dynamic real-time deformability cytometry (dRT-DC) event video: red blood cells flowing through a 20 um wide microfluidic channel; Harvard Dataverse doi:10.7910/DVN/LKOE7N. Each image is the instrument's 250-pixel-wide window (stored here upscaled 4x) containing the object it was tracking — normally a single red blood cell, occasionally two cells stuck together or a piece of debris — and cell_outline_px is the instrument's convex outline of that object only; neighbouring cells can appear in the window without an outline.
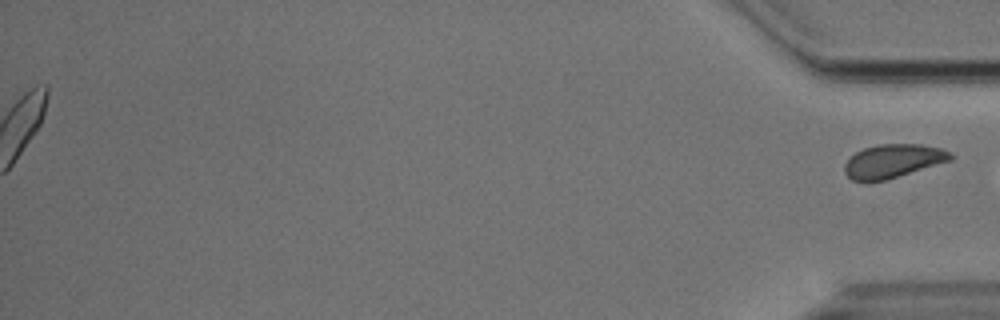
{"species": "Egyptian fruit bat (a non-hibernating species)", "species_latin": "Rousettus aegyptiacus", "temperature_condition": "cold", "stored_images_in_passage": 55, "segment_of_instrument_passage": [2, 2], "camera_frame_rate_fps": 3000, "um_per_image_px": 0.085, "animal": {"sex": "male"}, "frame": {"image": 1, "passage_image": 55, "time_ms": 18.0, "image_size_px": [1000, 320], "cell_outline_px": [[952, 160], [884, 180], [852, 180], [844, 172], [844, 164], [856, 152], [864, 148], [880, 144], [924, 144], [940, 148], [952, 152]], "centroid_in_image_um": [75.93, 13.66], "position_along_channel_um": 359.3, "area_um2": 20.4}}